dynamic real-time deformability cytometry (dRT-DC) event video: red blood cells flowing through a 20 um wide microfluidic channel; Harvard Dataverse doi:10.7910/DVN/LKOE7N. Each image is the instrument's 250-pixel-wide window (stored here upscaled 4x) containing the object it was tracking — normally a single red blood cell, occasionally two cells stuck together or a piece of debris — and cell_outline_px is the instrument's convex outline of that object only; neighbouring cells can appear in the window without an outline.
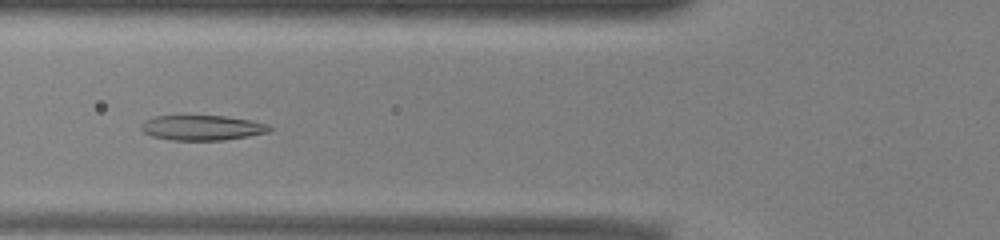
{"species": "common noctule bat (a hibernating species)", "species_latin": "Nyctalus noctula", "temperature_condition": "warm", "stored_images_in_passage": 50, "camera_frame_rate_fps": 3000, "um_per_image_px": 0.085, "animal": {"sex": "male", "body_mass_g": 13.0, "forearm_length_mm": 53.1}, "frame": {"image": 1, "passage_image": 18, "time_ms": 5.667, "image_size_px": [1000, 240], "cell_outline_px": [[272, 128], [268, 132], [248, 136], [224, 140], [168, 140], [152, 136], [144, 132], [140, 128], [140, 124], [144, 120], [156, 116], [224, 116], [252, 120], [268, 124]], "centroid_in_image_um": [17.16, 10.86], "position_along_channel_um": 108.6, "area_um2": 18.79}}
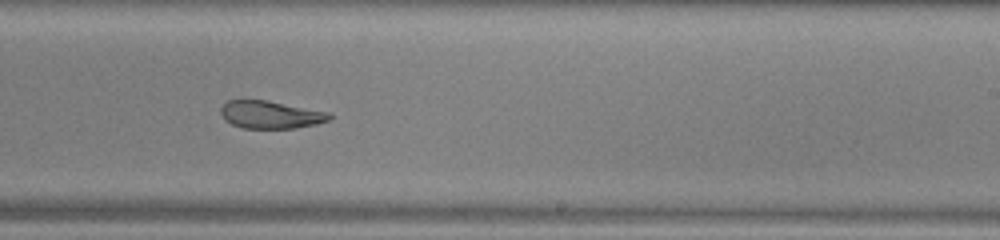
{"frame": {"image": 2, "passage_image": 30, "time_ms": 9.667, "image_size_px": [1000, 240], "cell_outline_px": [[332, 116], [328, 120], [316, 124], [296, 128], [240, 128], [224, 120], [220, 112], [220, 108], [228, 100], [244, 96], [268, 100], [328, 112]], "centroid_in_image_um": [22.9, 9.7], "position_along_channel_um": 266.1, "area_um2": 18.09}}
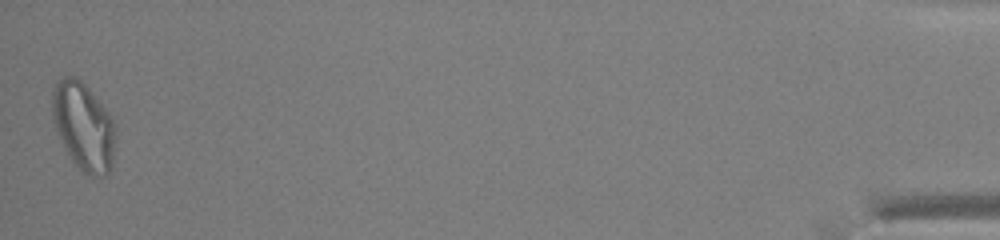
{"frame": {"image": 3, "passage_image": 50, "time_ms": 16.333, "image_size_px": [1000, 240], "cell_outline_px": [[116, 132], [112, 164], [108, 172], [104, 176], [88, 176], [80, 172], [64, 148], [56, 128], [52, 116], [52, 92], [56, 80], [60, 76], [72, 76], [80, 80], [88, 88], [112, 116], [116, 124]], "centroid_in_image_um": [7.1, 10.75], "position_along_channel_um": 428.1, "area_um2": 32.71}, "authors_computed_cell_mechanics": {"area_um2": 21.7617, "velocity_mm_per_s": 3.947, "shape_relaxation_time_tau1_ms": 10.7769, "shape_relaxation_time_tau2_ms": 1.7775, "deformation_change_tau1": 0.2589, "deformation_change_tau2": 0.0841}}